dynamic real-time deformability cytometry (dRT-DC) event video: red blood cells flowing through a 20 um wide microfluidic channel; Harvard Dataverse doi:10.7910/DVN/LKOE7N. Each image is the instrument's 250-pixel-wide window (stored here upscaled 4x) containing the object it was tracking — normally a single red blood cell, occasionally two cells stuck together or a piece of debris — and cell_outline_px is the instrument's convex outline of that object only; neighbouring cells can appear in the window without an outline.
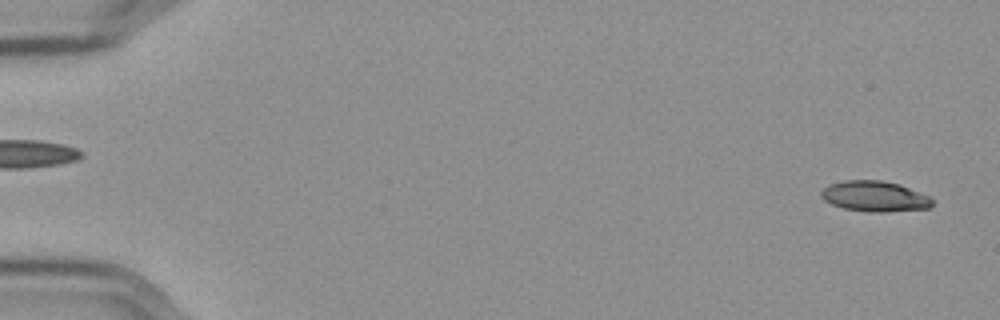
{"species": "Egyptian fruit bat (a non-hibernating species)", "species_latin": "Rousettus aegyptiacus", "temperature_condition": "cold", "stored_images_in_passage": 57, "camera_frame_rate_fps": 3000, "um_per_image_px": 0.085, "frame": {"image": 1, "passage_image": 2, "time_ms": 0.333, "image_size_px": [1000, 320], "cell_outline_px": [[936, 200], [928, 208], [884, 212], [872, 212], [844, 208], [832, 204], [824, 200], [820, 196], [820, 192], [828, 184], [844, 180], [880, 180], [900, 184], [932, 196]], "centroid_in_image_um": [74.38, 16.67], "position_along_channel_um": 10.6, "area_um2": 20.0}}
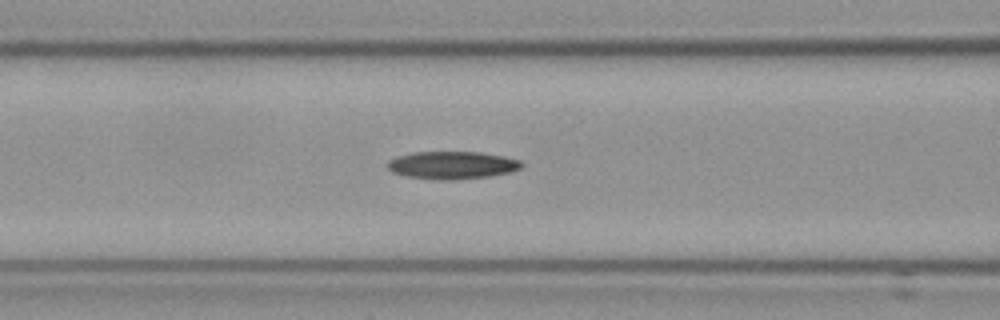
{"frame": {"image": 2, "passage_image": 24, "time_ms": 7.667, "image_size_px": [1000, 320], "cell_outline_px": [[524, 164], [520, 168], [508, 172], [488, 176], [448, 180], [408, 176], [392, 172], [388, 168], [388, 160], [396, 156], [412, 152], [480, 152], [504, 156], [520, 160]], "centroid_in_image_um": [38.42, 14.02], "position_along_channel_um": 128.2, "area_um2": 21.33}}
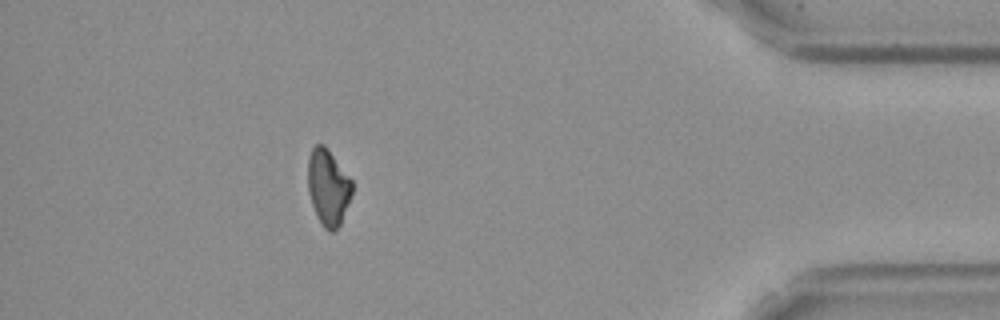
{"frame": {"image": 3, "passage_image": 51, "time_ms": 16.667, "image_size_px": [1000, 320], "cell_outline_px": [[352, 192], [340, 224], [332, 232], [328, 232], [324, 228], [312, 204], [308, 192], [308, 156], [312, 148], [316, 144], [324, 144], [328, 148], [352, 180]], "centroid_in_image_um": [27.88, 15.87], "position_along_channel_um": 407.3, "area_um2": 19.42}}